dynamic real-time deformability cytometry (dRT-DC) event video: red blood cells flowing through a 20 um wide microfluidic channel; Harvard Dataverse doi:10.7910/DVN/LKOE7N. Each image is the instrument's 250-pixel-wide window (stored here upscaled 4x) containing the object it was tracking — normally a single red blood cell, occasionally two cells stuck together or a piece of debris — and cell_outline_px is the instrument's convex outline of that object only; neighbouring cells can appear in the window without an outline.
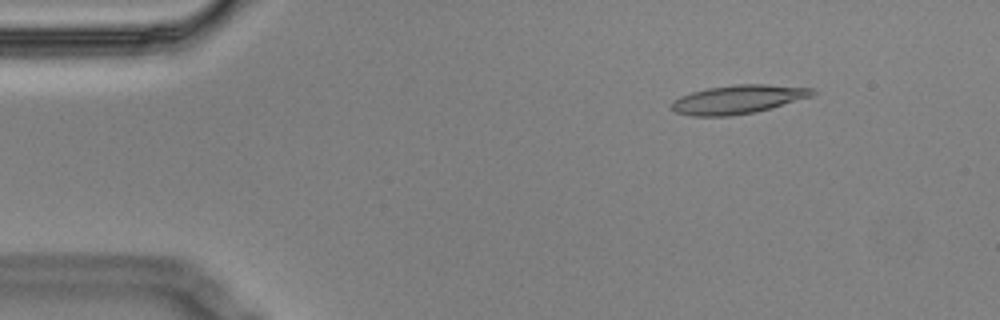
{"species": "Egyptian fruit bat (a non-hibernating species)", "species_latin": "Rousettus aegyptiacus", "temperature_condition": "cold", "stored_images_in_passage": 11, "camera_frame_rate_fps": 3000, "um_per_image_px": 0.085, "animal": {"sex": "male"}, "frame": {"image": 1, "passage_image": 2, "time_ms": 0.333, "image_size_px": [1000, 320], "cell_outline_px": [[816, 92], [812, 96], [756, 112], [728, 116], [692, 116], [676, 112], [672, 108], [672, 100], [680, 96], [692, 92], [708, 88], [736, 84], [768, 84], [812, 88]], "centroid_in_image_um": [62.73, 8.44], "position_along_channel_um": 22.3, "area_um2": 23.41}}
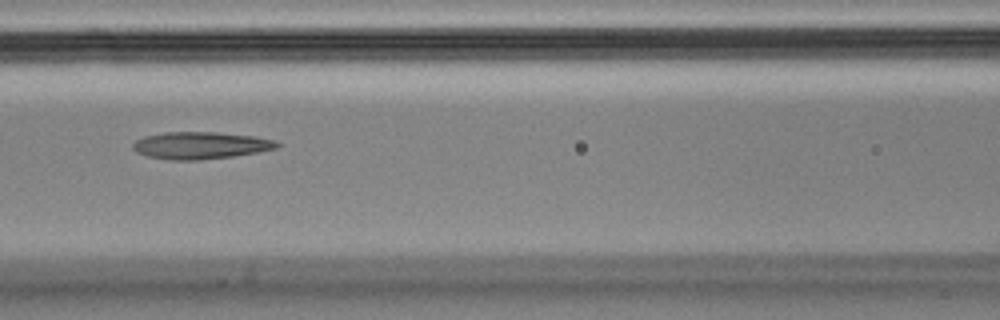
{"frame": {"image": 2, "passage_image": 7, "time_ms": 2.0, "image_size_px": [1000, 320], "cell_outline_px": [[280, 144], [276, 148], [256, 152], [232, 156], [200, 160], [168, 160], [148, 156], [136, 152], [132, 148], [132, 144], [136, 140], [144, 136], [164, 132], [216, 132], [256, 136], [276, 140]], "centroid_in_image_um": [17.02, 12.35], "position_along_channel_um": 149.6, "area_um2": 22.83}}
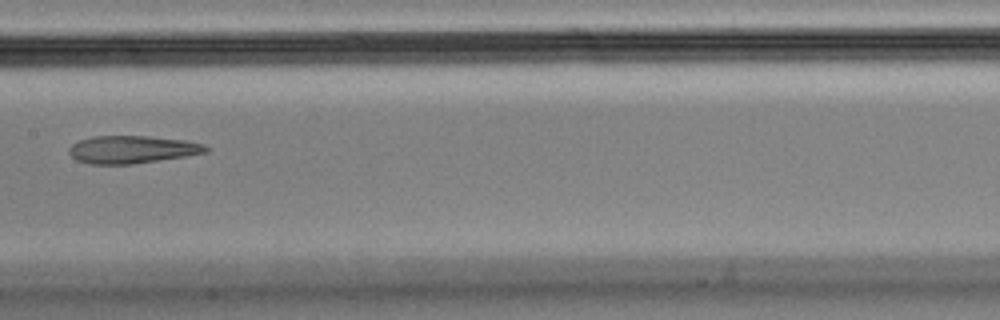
{"frame": {"image": 3, "passage_image": 8, "time_ms": 2.333, "image_size_px": [1000, 320], "cell_outline_px": [[212, 148], [208, 152], [184, 156], [132, 164], [88, 164], [76, 160], [68, 152], [68, 148], [72, 144], [80, 140], [92, 136], [148, 136], [184, 140], [204, 144]], "centroid_in_image_um": [11.22, 12.7], "position_along_channel_um": 196.2, "area_um2": 22.08}}